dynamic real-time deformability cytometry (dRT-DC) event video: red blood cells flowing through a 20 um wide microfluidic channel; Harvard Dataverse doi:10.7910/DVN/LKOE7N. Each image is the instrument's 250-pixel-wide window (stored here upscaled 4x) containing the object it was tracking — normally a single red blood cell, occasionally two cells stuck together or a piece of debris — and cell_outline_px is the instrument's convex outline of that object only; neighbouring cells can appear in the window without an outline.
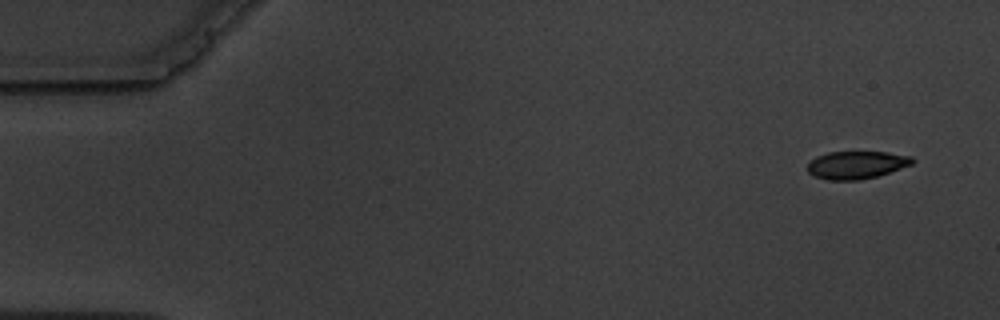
{"species": "common noctule bat (a hibernating species)", "species_latin": "Nyctalus noctula", "temperature_condition": "warm", "stored_images_in_passage": 5, "camera_frame_rate_fps": 3000, "um_per_image_px": 0.085, "animal": {"sex": "male", "body_mass_g": 19.5, "forearm_length_mm": 54.6}, "frame": {"image": 1, "passage_image": 1, "time_ms": 0.0, "image_size_px": [1000, 320], "cell_outline_px": [[916, 160], [912, 164], [876, 176], [860, 180], [828, 180], [812, 176], [808, 172], [808, 164], [816, 156], [828, 152], [888, 152], [912, 156]], "centroid_in_image_um": [72.79, 14.01], "position_along_channel_um": 12.2, "area_um2": 16.94}}
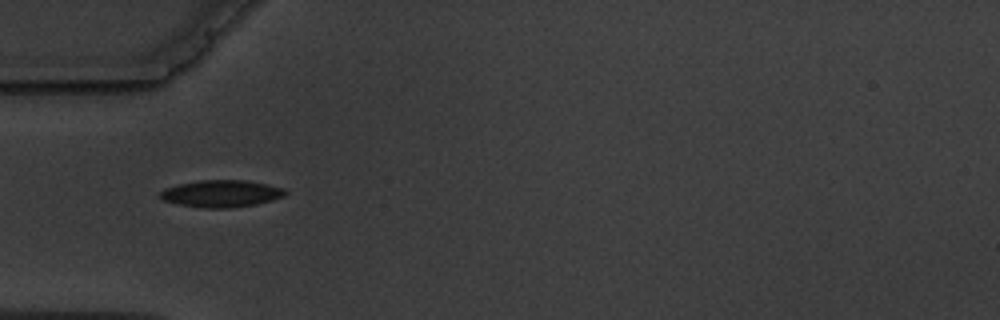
{"frame": {"image": 2, "passage_image": 5, "time_ms": 5.0, "image_size_px": [1000, 320], "cell_outline_px": [[288, 192], [284, 196], [272, 200], [256, 204], [232, 208], [200, 208], [180, 204], [164, 200], [160, 196], [160, 192], [164, 188], [176, 184], [200, 180], [248, 180], [268, 184], [284, 188]], "centroid_in_image_um": [18.83, 16.45], "position_along_channel_um": 66.2, "area_um2": 19.88}}